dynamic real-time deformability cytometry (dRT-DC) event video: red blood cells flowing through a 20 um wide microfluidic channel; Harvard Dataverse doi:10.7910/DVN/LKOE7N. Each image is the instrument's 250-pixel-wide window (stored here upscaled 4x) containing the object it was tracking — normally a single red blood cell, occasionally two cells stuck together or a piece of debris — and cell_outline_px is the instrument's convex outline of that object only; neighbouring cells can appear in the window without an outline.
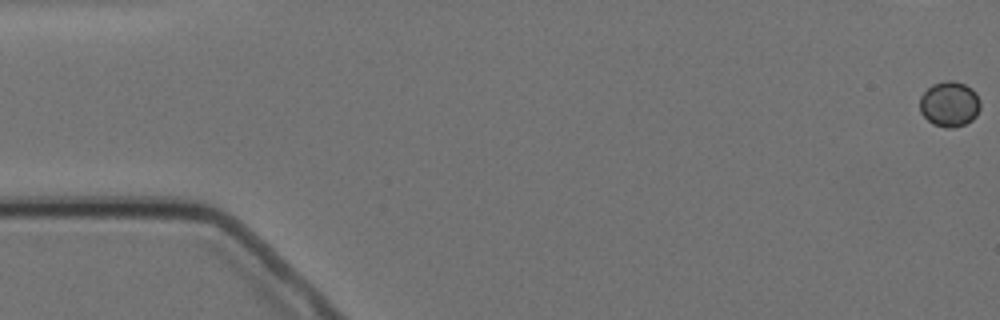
{"species": "Egyptian fruit bat (a non-hibernating species)", "species_latin": "Rousettus aegyptiacus", "temperature_condition": "cold", "stored_images_in_passage": 5, "camera_frame_rate_fps": 3000, "um_per_image_px": 0.085, "animal": {"sex": "female"}, "frame": {"image": 1, "passage_image": 1, "time_ms": 0.0, "image_size_px": [1000, 320], "cell_outline_px": [[980, 108], [976, 116], [972, 120], [964, 124], [952, 128], [944, 128], [932, 124], [920, 112], [920, 96], [932, 84], [944, 80], [952, 80], [964, 84], [972, 88], [976, 92], [980, 100]], "centroid_in_image_um": [80.71, 8.84], "position_along_channel_um": 4.3, "area_um2": 16.18}}